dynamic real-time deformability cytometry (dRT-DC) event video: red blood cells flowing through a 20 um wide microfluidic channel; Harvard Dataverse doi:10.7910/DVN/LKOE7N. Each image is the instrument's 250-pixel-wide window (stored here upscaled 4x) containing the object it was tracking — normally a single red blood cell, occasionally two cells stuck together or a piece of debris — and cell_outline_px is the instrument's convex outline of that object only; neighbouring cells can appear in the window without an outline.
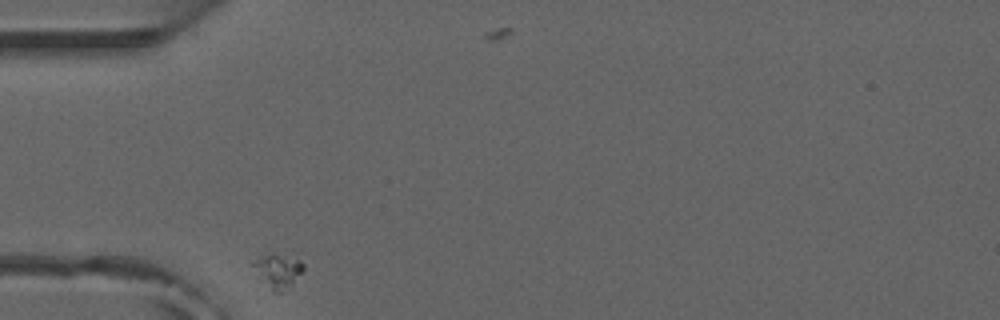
{"species": "common noctule bat (a hibernating species)", "species_latin": "Nyctalus noctula", "temperature_condition": "room temperature", "stored_images_in_passage": 33, "camera_frame_rate_fps": 3000, "um_per_image_px": 0.085, "animal": {"sex": "male", "forearm_length_mm": 52.5}, "frame": {"image": 1, "passage_image": 1, "time_ms": 0.0, "image_size_px": [1000, 320], "cell_outline_px": [[304, 268], [280, 292], [272, 292], [256, 280], [252, 264], [252, 260], [268, 252], [272, 252], [300, 260], [304, 264]], "centroid_in_image_um": [23.47, 22.99], "position_along_channel_um": 61.5, "area_um2": 10.12}}
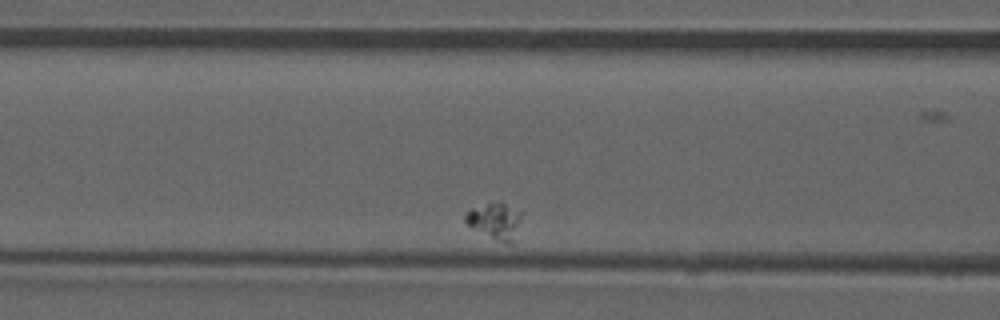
{"frame": {"image": 2, "passage_image": 8, "time_ms": 2.333, "image_size_px": [1000, 320], "cell_outline_px": [[520, 216], [512, 244], [508, 244], [496, 240], [472, 228], [464, 220], [464, 216], [472, 208], [488, 204], [504, 204], [520, 212]], "centroid_in_image_um": [42.04, 18.82], "position_along_channel_um": 124.6, "area_um2": 11.16}}
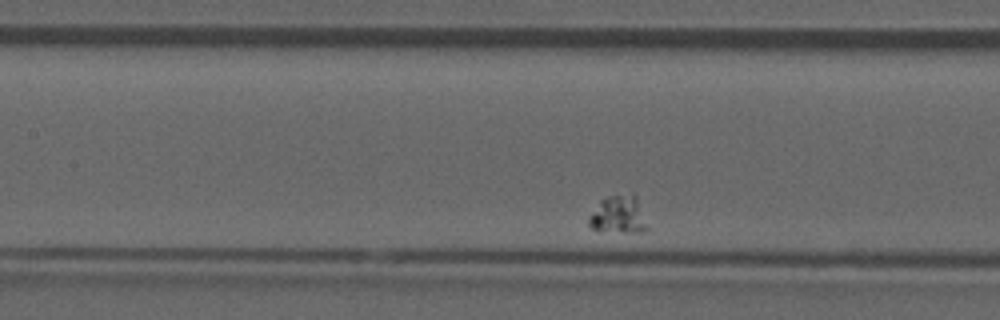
{"frame": {"image": 3, "passage_image": 11, "time_ms": 3.333, "image_size_px": [1000, 320], "cell_outline_px": [[648, 228], [644, 232], [632, 232], [592, 228], [588, 224], [588, 216], [600, 200], [608, 196], [632, 192], [636, 196]], "centroid_in_image_um": [52.57, 18.21], "position_along_channel_um": 154.8, "area_um2": 12.66}}